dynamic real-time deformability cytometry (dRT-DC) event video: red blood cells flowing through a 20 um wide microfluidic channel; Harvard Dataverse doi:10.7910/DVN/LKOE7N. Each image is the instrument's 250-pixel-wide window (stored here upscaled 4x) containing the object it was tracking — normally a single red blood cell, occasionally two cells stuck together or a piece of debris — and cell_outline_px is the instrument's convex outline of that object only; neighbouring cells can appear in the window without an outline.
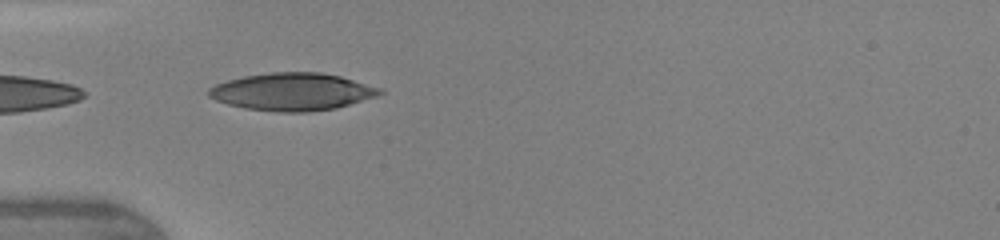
{"species": "human", "species_latin": "Homo sapiens", "temperature_condition": "warm", "stored_images_in_passage": 5, "camera_frame_rate_fps": 3000, "um_per_image_px": 0.085, "donor": {"sex": "female"}, "frame": {"image": 1, "passage_image": 2, "time_ms": 0.333, "image_size_px": [1000, 240], "cell_outline_px": [[384, 92], [376, 96], [336, 108], [308, 112], [276, 112], [244, 108], [228, 104], [216, 100], [208, 96], [208, 88], [216, 84], [228, 80], [244, 76], [272, 72], [320, 72], [340, 76], [384, 88]], "centroid_in_image_um": [24.86, 7.8], "position_along_channel_um": 60.1, "area_um2": 37.45}}